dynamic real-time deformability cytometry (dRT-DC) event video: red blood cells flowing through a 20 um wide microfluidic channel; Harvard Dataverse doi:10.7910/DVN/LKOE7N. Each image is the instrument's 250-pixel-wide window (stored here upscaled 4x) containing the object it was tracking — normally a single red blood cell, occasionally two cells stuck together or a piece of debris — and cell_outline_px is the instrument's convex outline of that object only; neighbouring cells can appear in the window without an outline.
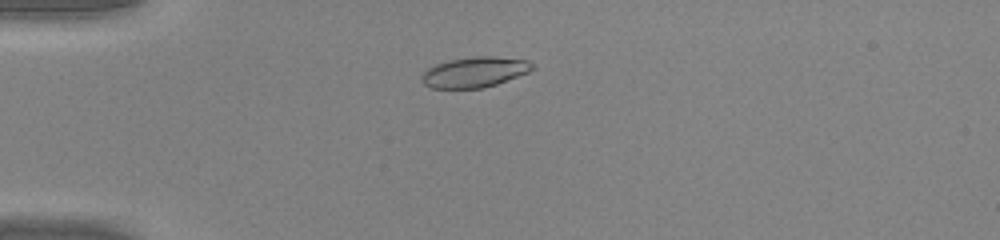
{"species": "common noctule bat (a hibernating species)", "species_latin": "Nyctalus noctula", "temperature_condition": "warm", "stored_images_in_passage": 41, "camera_frame_rate_fps": 3000, "um_per_image_px": 0.085, "animal": {"sex": "male", "body_mass_g": 20.0, "forearm_length_mm": 53.3}, "frame": {"image": 1, "passage_image": 6, "time_ms": 1.667, "image_size_px": [1000, 240], "cell_outline_px": [[536, 68], [528, 72], [496, 84], [484, 88], [432, 88], [424, 84], [420, 80], [420, 76], [428, 68], [436, 64], [448, 60], [472, 56], [492, 56], [528, 60], [536, 64]], "centroid_in_image_um": [40.35, 6.12], "position_along_channel_um": 44.6, "area_um2": 19.77}}
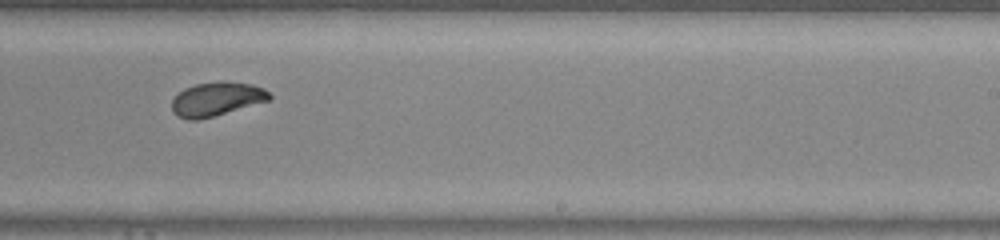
{"frame": {"image": 2, "passage_image": 24, "time_ms": 7.667, "image_size_px": [1000, 240], "cell_outline_px": [[272, 96], [268, 100], [212, 116], [196, 120], [188, 120], [176, 116], [172, 112], [172, 100], [184, 88], [196, 84], [252, 84], [264, 88]], "centroid_in_image_um": [18.35, 8.46], "position_along_channel_um": 270.7, "area_um2": 18.26}}
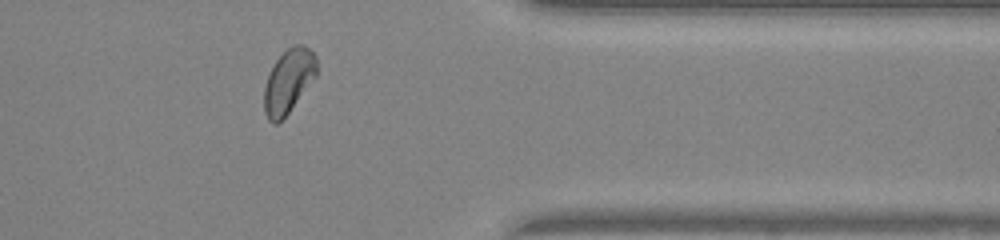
{"frame": {"image": 3, "passage_image": 33, "time_ms": 10.667, "image_size_px": [1000, 240], "cell_outline_px": [[316, 76], [288, 112], [276, 124], [272, 124], [268, 120], [264, 112], [264, 88], [268, 76], [276, 60], [292, 44], [304, 44], [316, 56]], "centroid_in_image_um": [24.51, 6.88], "position_along_channel_um": 386.9, "area_um2": 19.25}, "authors_computed_cell_mechanics": {"area_um2": 19.652, "velocity_mm_per_s": 4.2489, "shape_relaxation_time_tau1_ms": 4.8707, "shape_relaxation_time_tau2_ms": 1.0783, "deformation_change_tau1": 0.1766, "deformation_change_tau2": 0.0407}}